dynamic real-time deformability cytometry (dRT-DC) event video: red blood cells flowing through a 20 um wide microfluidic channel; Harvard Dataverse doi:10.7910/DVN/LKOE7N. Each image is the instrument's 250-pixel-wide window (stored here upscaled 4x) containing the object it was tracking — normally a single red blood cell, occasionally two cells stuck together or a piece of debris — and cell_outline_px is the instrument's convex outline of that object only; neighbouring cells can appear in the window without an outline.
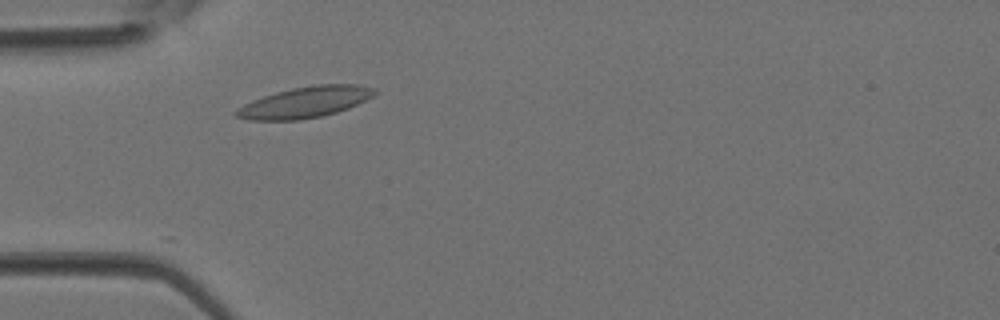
{"species": "Egyptian fruit bat (a non-hibernating species)", "species_latin": "Rousettus aegyptiacus", "temperature_condition": "room temperature", "stored_images_in_passage": 2, "camera_frame_rate_fps": 3000, "um_per_image_px": 0.085, "animal": {"sex": "female"}, "frame": {"image": 1, "passage_image": 2, "time_ms": 0.333, "image_size_px": [1000, 320], "cell_outline_px": [[380, 92], [348, 108], [336, 112], [320, 116], [300, 120], [248, 120], [236, 116], [232, 112], [236, 108], [252, 100], [276, 92], [292, 88], [316, 84], [356, 84], [376, 88]], "centroid_in_image_um": [25.92, 8.68], "position_along_channel_um": 59.1, "area_um2": 25.03}}